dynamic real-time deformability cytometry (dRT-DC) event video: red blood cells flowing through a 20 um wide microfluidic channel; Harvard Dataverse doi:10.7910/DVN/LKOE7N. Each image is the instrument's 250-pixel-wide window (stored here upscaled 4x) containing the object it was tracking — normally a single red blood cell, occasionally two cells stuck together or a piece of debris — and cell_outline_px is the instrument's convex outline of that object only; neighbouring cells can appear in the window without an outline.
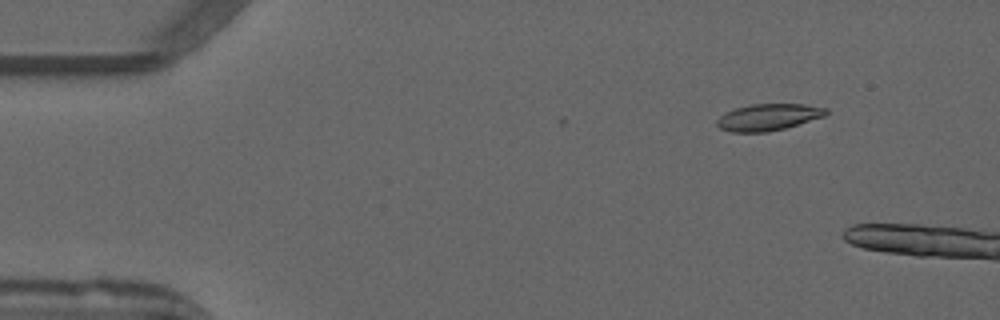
{"species": "common noctule bat (a hibernating species)", "species_latin": "Nyctalus noctula", "temperature_condition": "warm", "stored_images_in_passage": 5, "camera_frame_rate_fps": 3000, "um_per_image_px": 0.085, "animal": {"sex": "male", "forearm_length_mm": 52.5}, "frame": {"image": 1, "passage_image": 5, "time_ms": 1.333, "image_size_px": [1000, 320], "cell_outline_px": [[828, 112], [824, 116], [784, 128], [768, 132], [732, 132], [720, 128], [716, 124], [716, 120], [720, 116], [736, 108], [752, 104], [804, 104], [828, 108]], "centroid_in_image_um": [65.31, 9.95], "position_along_channel_um": 19.7, "area_um2": 16.76}}